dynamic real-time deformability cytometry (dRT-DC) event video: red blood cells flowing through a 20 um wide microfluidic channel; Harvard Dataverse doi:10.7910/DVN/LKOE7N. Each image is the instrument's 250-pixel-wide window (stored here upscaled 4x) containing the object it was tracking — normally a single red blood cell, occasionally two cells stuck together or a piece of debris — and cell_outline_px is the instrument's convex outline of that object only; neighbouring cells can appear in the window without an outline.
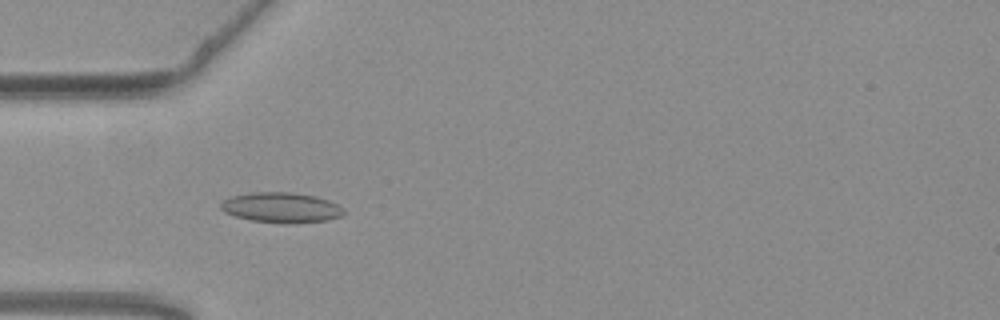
{"species": "common noctule bat (a hibernating species)", "species_latin": "Nyctalus noctula", "temperature_condition": "warm", "stored_images_in_passage": 37, "camera_frame_rate_fps": 3000, "um_per_image_px": 0.085, "animal": {"sex": "female", "body_mass_g": 19.3, "forearm_length_mm": 54.1}, "frame": {"image": 1, "passage_image": 5, "time_ms": 1.333, "image_size_px": [1000, 320], "cell_outline_px": [[344, 212], [340, 216], [328, 220], [252, 220], [236, 216], [224, 212], [220, 208], [220, 204], [224, 200], [232, 196], [248, 192], [292, 192], [316, 196], [328, 200], [344, 208]], "centroid_in_image_um": [23.87, 17.57], "position_along_channel_um": 61.1, "area_um2": 20.58}}
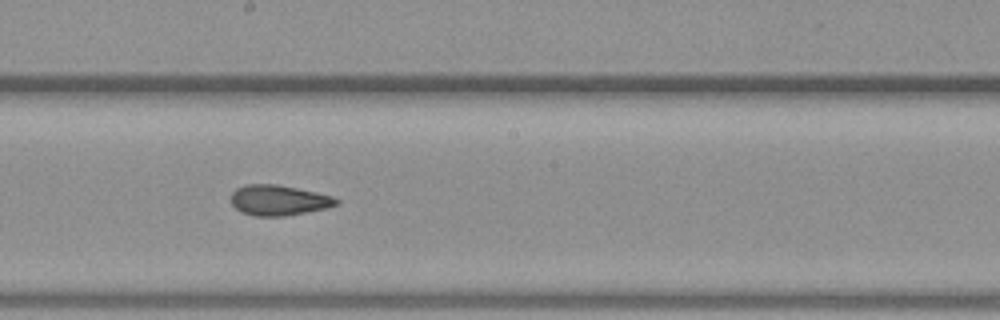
{"frame": {"image": 2, "passage_image": 18, "time_ms": 5.667, "image_size_px": [1000, 320], "cell_outline_px": [[340, 200], [336, 204], [328, 208], [284, 216], [256, 216], [240, 212], [232, 204], [232, 192], [236, 188], [248, 184], [276, 184], [316, 192], [332, 196]], "centroid_in_image_um": [23.68, 17.02], "position_along_channel_um": 224.5, "area_um2": 18.55}}
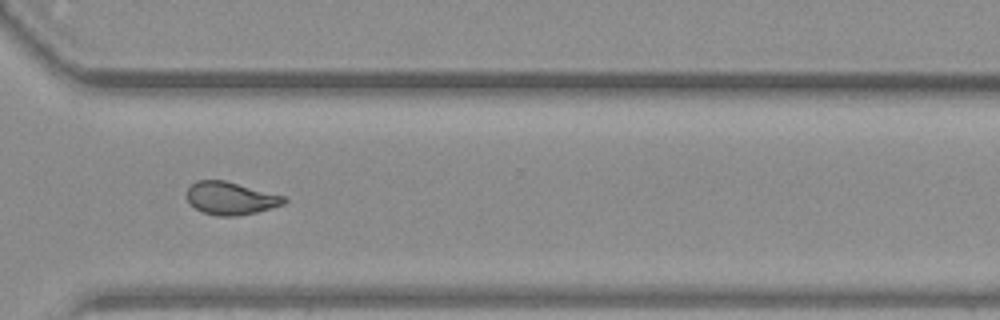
{"frame": {"image": 3, "passage_image": 28, "time_ms": 9.0, "image_size_px": [1000, 320], "cell_outline_px": [[288, 200], [284, 204], [256, 212], [236, 216], [220, 216], [204, 212], [196, 208], [184, 196], [188, 188], [196, 180], [224, 180], [284, 196]], "centroid_in_image_um": [19.59, 16.84], "position_along_channel_um": 351.0, "area_um2": 18.38}, "authors_computed_cell_mechanics": {"area_um2": 18.6694, "velocity_mm_per_s": 3.803, "shape_relaxation_time_tau1_ms": null, "shape_relaxation_time_tau2_ms": 2.9755, "deformation_change_tau1": null, "deformation_change_tau2": 0.0842}}